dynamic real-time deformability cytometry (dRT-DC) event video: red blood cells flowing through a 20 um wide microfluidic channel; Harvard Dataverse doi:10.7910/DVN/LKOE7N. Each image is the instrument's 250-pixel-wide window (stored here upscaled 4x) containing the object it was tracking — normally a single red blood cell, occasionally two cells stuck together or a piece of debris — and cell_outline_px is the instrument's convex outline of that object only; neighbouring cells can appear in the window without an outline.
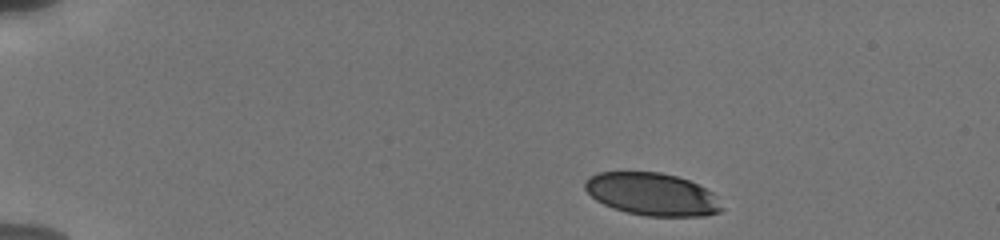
{"species": "human", "species_latin": "Homo sapiens", "temperature_condition": "cold", "stored_images_in_passage": 21, "camera_frame_rate_fps": 3000, "um_per_image_px": 0.085, "donor": {"sex": "male"}, "frame": {"image": 1, "passage_image": 1, "time_ms": 0.0, "image_size_px": [1000, 240], "cell_outline_px": [[724, 208], [720, 212], [704, 216], [644, 216], [612, 208], [596, 200], [584, 188], [584, 180], [588, 176], [596, 172], [660, 172], [676, 176], [688, 180], [712, 192]], "centroid_in_image_um": [55.4, 16.5], "position_along_channel_um": 29.6, "area_um2": 33.99}}
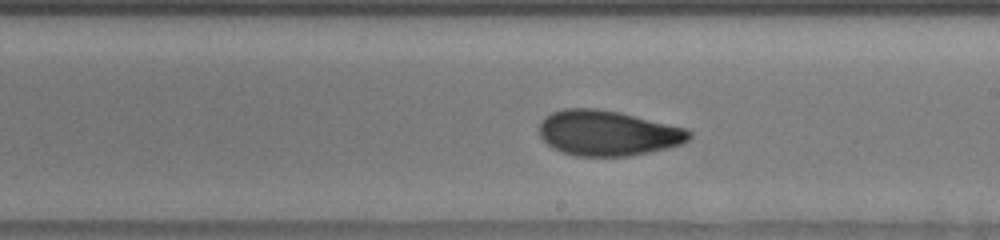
{"frame": {"image": 2, "passage_image": 12, "time_ms": 8.0, "image_size_px": [1000, 240], "cell_outline_px": [[692, 136], [688, 140], [680, 144], [668, 148], [628, 156], [576, 156], [552, 148], [540, 136], [540, 120], [544, 116], [552, 112], [564, 108], [596, 108], [620, 112], [688, 128], [692, 132]], "centroid_in_image_um": [51.67, 11.3], "position_along_channel_um": 237.3, "area_um2": 39.77}}
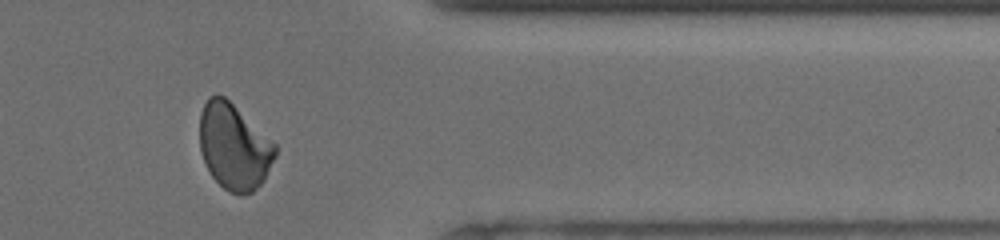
{"frame": {"image": 3, "passage_image": 19, "time_ms": 12.333, "image_size_px": [1000, 240], "cell_outline_px": [[276, 156], [264, 180], [252, 192], [240, 196], [224, 188], [212, 176], [204, 160], [200, 148], [200, 112], [208, 96], [224, 96], [276, 144]], "centroid_in_image_um": [19.9, 12.48], "position_along_channel_um": 391.5, "area_um2": 37.45}, "authors_computed_cell_mechanics": {"area_um2": 38.8994, "velocity_mm_per_s": 3.7717, "shape_relaxation_time_tau1_ms": 3.6102, "shape_relaxation_time_tau2_ms": 1.0595, "deformation_change_tau1": 0.1453, "deformation_change_tau2": 0.061}}